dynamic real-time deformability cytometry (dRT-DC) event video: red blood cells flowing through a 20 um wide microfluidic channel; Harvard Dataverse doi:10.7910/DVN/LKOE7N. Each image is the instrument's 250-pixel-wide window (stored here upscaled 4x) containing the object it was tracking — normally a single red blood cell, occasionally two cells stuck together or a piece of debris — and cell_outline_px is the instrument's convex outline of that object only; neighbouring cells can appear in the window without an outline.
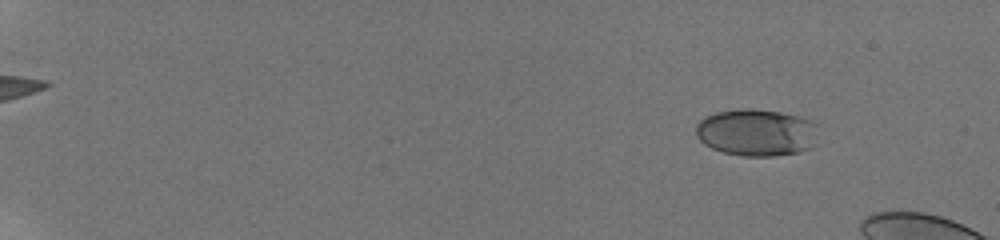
{"species": "human", "species_latin": "Homo sapiens", "temperature_condition": "room temperature", "stored_images_in_passage": 22, "camera_frame_rate_fps": 3000, "um_per_image_px": 0.085, "donor": {"sex": "male"}, "frame": {"image": 1, "passage_image": 11, "time_ms": 2.667, "image_size_px": [1000, 240], "cell_outline_px": [[816, 124], [812, 148], [800, 152], [776, 156], [744, 156], [724, 152], [712, 148], [704, 144], [696, 136], [696, 124], [704, 116], [716, 112], [740, 108], [752, 108], [780, 112], [812, 120]], "centroid_in_image_um": [64.26, 11.26], "position_along_channel_um": 20.7, "area_um2": 33.64}}